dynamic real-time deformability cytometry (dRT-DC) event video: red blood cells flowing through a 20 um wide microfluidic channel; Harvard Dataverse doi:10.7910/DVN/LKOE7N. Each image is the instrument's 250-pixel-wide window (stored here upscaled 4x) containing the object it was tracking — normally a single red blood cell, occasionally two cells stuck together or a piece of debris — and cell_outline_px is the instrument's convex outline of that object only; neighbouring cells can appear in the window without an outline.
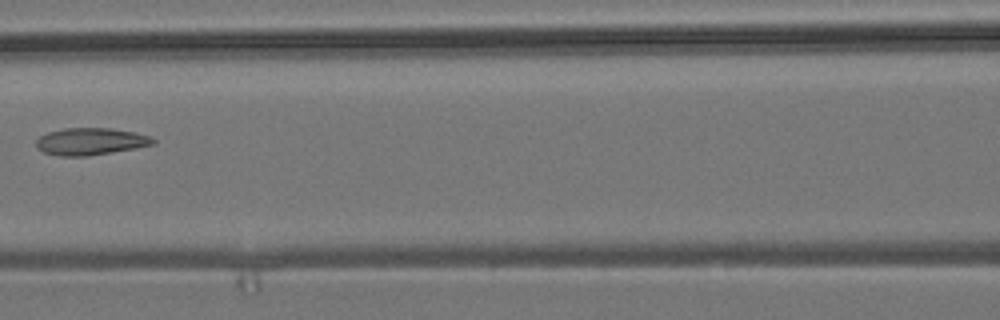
{"species": "common noctule bat (a hibernating species)", "species_latin": "Nyctalus noctula", "temperature_condition": "room temperature", "stored_images_in_passage": 6, "camera_frame_rate_fps": 3000, "um_per_image_px": 0.085, "animal": {"sex": "male", "body_mass_g": 19.2, "forearm_length_mm": 51.8}, "frame": {"image": 1, "passage_image": 6, "time_ms": 7.0, "image_size_px": [1000, 320], "cell_outline_px": [[156, 144], [136, 148], [88, 156], [60, 156], [44, 152], [36, 148], [36, 140], [40, 136], [48, 132], [64, 128], [112, 128], [136, 132], [148, 136], [156, 140]], "centroid_in_image_um": [7.71, 12.02], "position_along_channel_um": 158.9, "area_um2": 18.55}}